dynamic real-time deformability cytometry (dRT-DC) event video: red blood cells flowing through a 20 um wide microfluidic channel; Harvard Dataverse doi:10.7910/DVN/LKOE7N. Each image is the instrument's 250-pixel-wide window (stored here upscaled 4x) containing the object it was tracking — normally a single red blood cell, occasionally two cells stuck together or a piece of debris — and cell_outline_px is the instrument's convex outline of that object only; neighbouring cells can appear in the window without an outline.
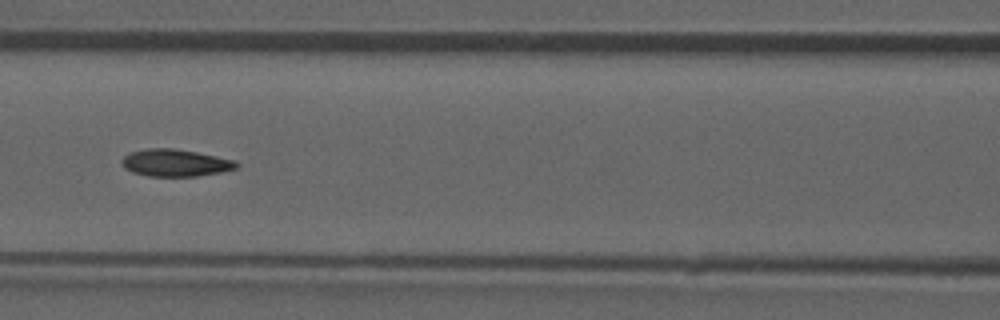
{"species": "common noctule bat (a hibernating species)", "species_latin": "Nyctalus noctula", "temperature_condition": "room temperature", "stored_images_in_passage": 52, "camera_frame_rate_fps": 3000, "um_per_image_px": 0.085, "animal": {"sex": "male", "forearm_length_mm": 52.5}, "frame": {"image": 1, "passage_image": 23, "time_ms": 7.333, "image_size_px": [1000, 320], "cell_outline_px": [[240, 164], [236, 168], [220, 172], [196, 176], [148, 176], [132, 172], [124, 168], [120, 164], [120, 160], [128, 152], [148, 148], [172, 148], [196, 152], [236, 160]], "centroid_in_image_um": [14.86, 13.83], "position_along_channel_um": 151.7, "area_um2": 18.26}, "authors_computed_cell_mechanics": {"area_um2": 18.1781, "velocity_mm_per_s": 3.9401, "shape_relaxation_time_tau1_ms": null, "shape_relaxation_time_tau2_ms": 2.5032, "deformation_change_tau1": null, "deformation_change_tau2": 0.0843}}